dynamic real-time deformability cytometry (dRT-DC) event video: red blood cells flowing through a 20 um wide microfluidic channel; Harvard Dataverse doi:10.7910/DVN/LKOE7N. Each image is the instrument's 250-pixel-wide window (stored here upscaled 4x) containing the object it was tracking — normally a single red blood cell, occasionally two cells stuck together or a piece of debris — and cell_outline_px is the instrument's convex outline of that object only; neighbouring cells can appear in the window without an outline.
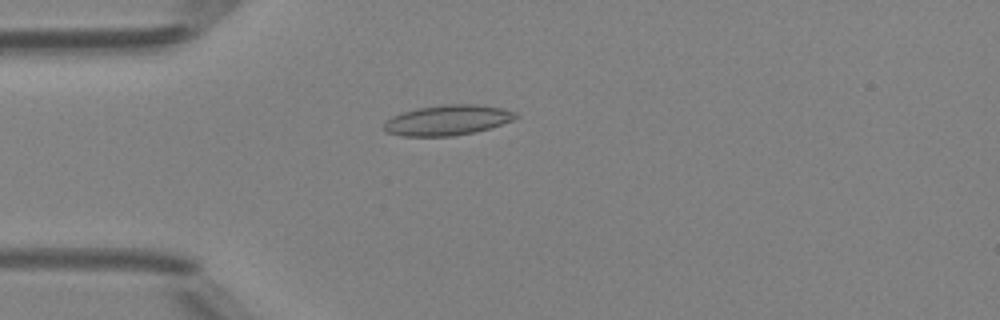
{"species": "Egyptian fruit bat (a non-hibernating species)", "species_latin": "Rousettus aegyptiacus", "temperature_condition": "room temperature", "stored_images_in_passage": 48, "camera_frame_rate_fps": 3000, "um_per_image_px": 0.085, "animal": {"sex": "female"}, "frame": {"image": 1, "passage_image": 13, "time_ms": 4.0, "image_size_px": [1000, 320], "cell_outline_px": [[520, 116], [512, 120], [476, 132], [452, 136], [400, 136], [384, 132], [384, 124], [392, 116], [416, 108], [444, 104], [476, 104], [504, 108], [516, 112]], "centroid_in_image_um": [38.04, 10.21], "position_along_channel_um": 47.0, "area_um2": 23.29}}
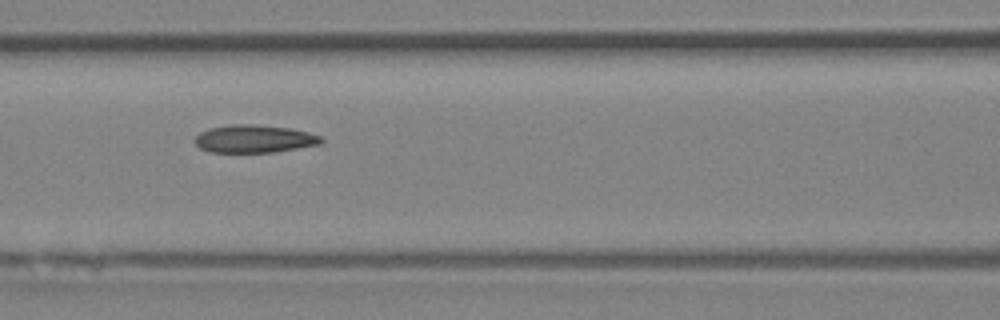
{"frame": {"image": 2, "passage_image": 21, "time_ms": 6.667, "image_size_px": [1000, 320], "cell_outline_px": [[324, 140], [320, 144], [272, 152], [208, 152], [200, 148], [192, 140], [200, 132], [208, 128], [232, 124], [256, 124], [288, 128], [308, 132], [320, 136]], "centroid_in_image_um": [21.56, 11.79], "position_along_channel_um": 145.0, "area_um2": 20.46}}
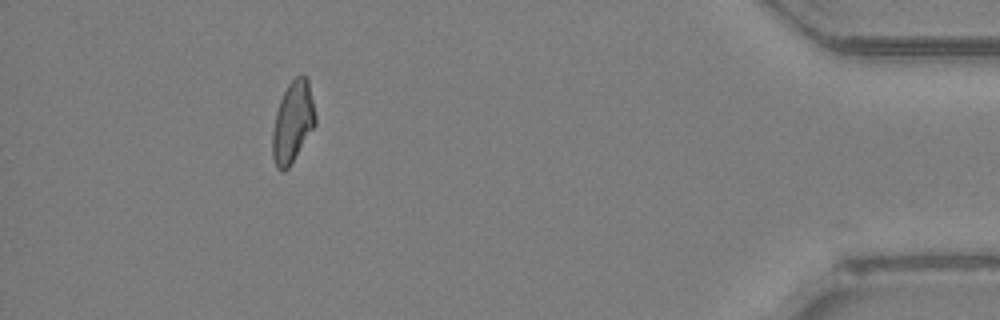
{"frame": {"image": 3, "passage_image": 44, "time_ms": 14.333, "image_size_px": [1000, 320], "cell_outline_px": [[316, 124], [288, 168], [284, 172], [280, 172], [276, 168], [272, 156], [272, 132], [276, 112], [280, 100], [288, 84], [300, 72], [308, 80], [316, 116]], "centroid_in_image_um": [24.87, 10.39], "position_along_channel_um": 410.3, "area_um2": 20.29}, "authors_computed_cell_mechanics": {"area_um2": 20.7791, "velocity_mm_per_s": 4.244, "shape_relaxation_time_tau1_ms": null, "shape_relaxation_time_tau2_ms": 9.8567, "deformation_change_tau1": null, "deformation_change_tau2": 0.1714}}